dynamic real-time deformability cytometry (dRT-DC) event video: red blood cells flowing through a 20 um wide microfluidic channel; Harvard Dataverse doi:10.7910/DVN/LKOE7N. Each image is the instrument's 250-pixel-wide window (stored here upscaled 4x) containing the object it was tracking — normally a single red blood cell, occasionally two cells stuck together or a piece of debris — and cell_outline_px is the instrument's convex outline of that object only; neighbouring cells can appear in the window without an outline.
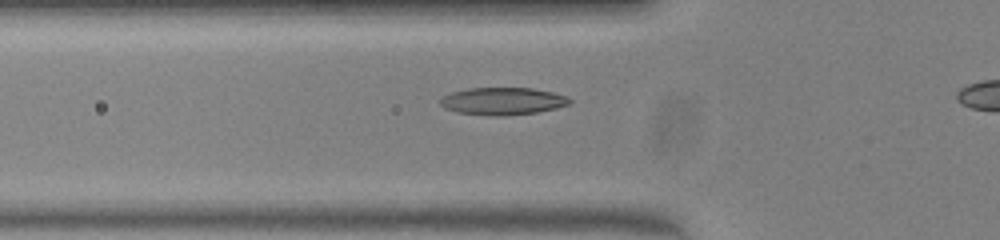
{"species": "common noctule bat (a hibernating species)", "species_latin": "Nyctalus noctula", "temperature_condition": "warm", "stored_images_in_passage": 36, "camera_frame_rate_fps": 3000, "um_per_image_px": 0.085, "animal": {"sex": "female", "body_mass_g": 23.0, "forearm_length_mm": 53.4}, "frame": {"image": 1, "passage_image": 12, "time_ms": 3.667, "image_size_px": [1000, 240], "cell_outline_px": [[572, 100], [568, 104], [556, 108], [536, 112], [500, 116], [496, 116], [456, 112], [444, 108], [440, 104], [440, 100], [444, 96], [452, 92], [468, 88], [532, 88], [552, 92], [568, 96]], "centroid_in_image_um": [42.73, 8.59], "position_along_channel_um": 83.1, "area_um2": 20.52}}
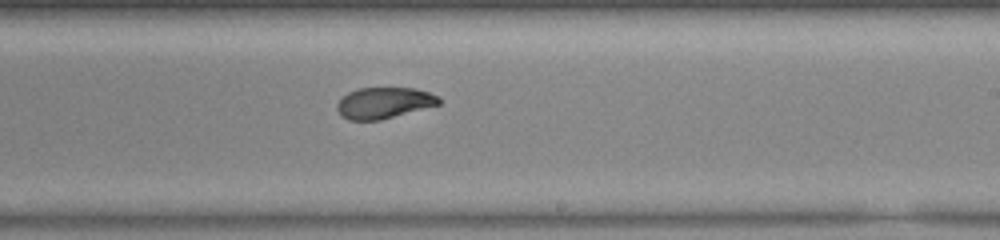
{"frame": {"image": 2, "passage_image": 25, "time_ms": 8.0, "image_size_px": [1000, 240], "cell_outline_px": [[440, 104], [380, 120], [348, 120], [340, 116], [336, 108], [336, 104], [348, 92], [360, 88], [416, 88], [440, 96]], "centroid_in_image_um": [32.62, 8.75], "position_along_channel_um": 256.4, "area_um2": 18.5}}
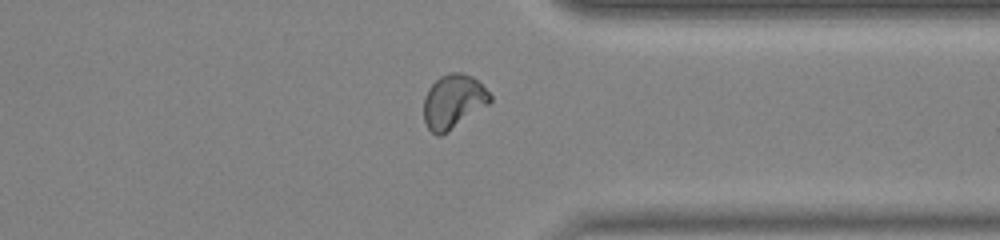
{"frame": {"image": 3, "passage_image": 34, "time_ms": 11.0, "image_size_px": [1000, 240], "cell_outline_px": [[492, 100], [488, 104], [448, 132], [440, 136], [436, 136], [428, 128], [424, 120], [424, 96], [428, 88], [440, 76], [452, 72], [460, 72], [472, 76], [492, 96]], "centroid_in_image_um": [38.5, 8.64], "position_along_channel_um": 372.9, "area_um2": 20.75}}